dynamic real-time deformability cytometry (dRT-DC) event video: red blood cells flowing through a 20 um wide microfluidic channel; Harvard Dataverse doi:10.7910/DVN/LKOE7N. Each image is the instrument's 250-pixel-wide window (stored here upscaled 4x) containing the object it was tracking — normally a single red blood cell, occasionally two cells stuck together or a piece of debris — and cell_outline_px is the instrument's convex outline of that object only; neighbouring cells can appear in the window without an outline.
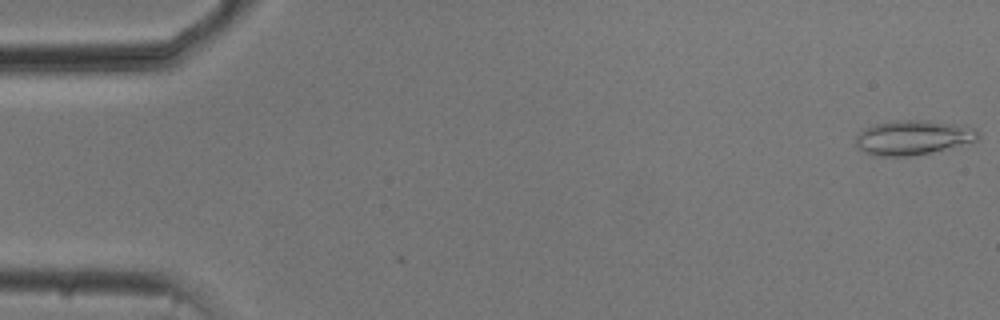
{"species": "common noctule bat (a hibernating species)", "species_latin": "Nyctalus noctula", "temperature_condition": "cold", "stored_images_in_passage": 4, "camera_frame_rate_fps": 3000, "um_per_image_px": 0.085, "animal": {"sex": "male", "body_mass_g": 20.5, "forearm_length_mm": 52.5}, "frame": {"image": 1, "passage_image": 1, "time_ms": 0.0, "image_size_px": [1000, 320], "cell_outline_px": [[980, 140], [912, 156], [872, 156], [864, 152], [856, 144], [856, 136], [860, 132], [876, 124], [896, 120], [928, 120], [956, 124], [976, 128], [980, 132]], "centroid_in_image_um": [77.65, 11.69], "position_along_channel_um": 7.4, "area_um2": 24.57}}